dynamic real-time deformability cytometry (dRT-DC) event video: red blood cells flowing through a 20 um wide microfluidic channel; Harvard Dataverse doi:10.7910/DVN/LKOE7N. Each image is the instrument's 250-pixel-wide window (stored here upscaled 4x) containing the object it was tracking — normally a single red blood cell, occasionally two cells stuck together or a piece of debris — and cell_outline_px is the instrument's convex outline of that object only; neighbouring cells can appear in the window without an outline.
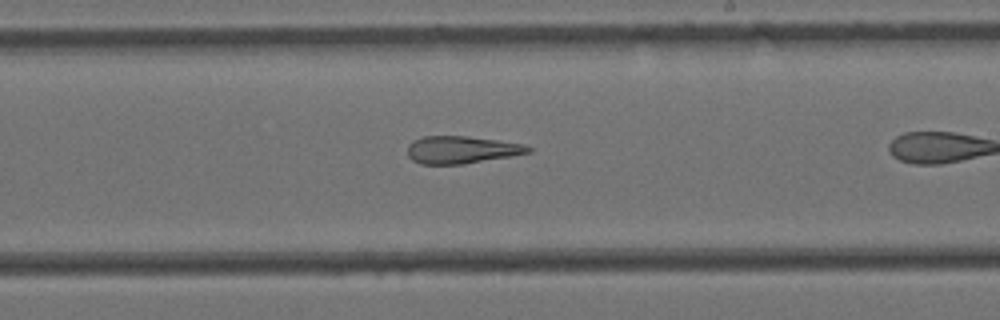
{"species": "Egyptian fruit bat (a non-hibernating species)", "species_latin": "Rousettus aegyptiacus", "temperature_condition": "cold", "stored_images_in_passage": 40, "camera_frame_rate_fps": 3000, "um_per_image_px": 0.085, "animal": {"sex": "female"}, "frame": {"image": 1, "passage_image": 29, "time_ms": 9.333, "image_size_px": [1000, 320], "cell_outline_px": [[532, 152], [512, 156], [464, 164], [420, 164], [412, 160], [408, 156], [408, 144], [412, 140], [424, 136], [468, 136], [524, 144], [532, 148]], "centroid_in_image_um": [39.22, 12.73], "position_along_channel_um": 249.8, "area_um2": 19.42}}